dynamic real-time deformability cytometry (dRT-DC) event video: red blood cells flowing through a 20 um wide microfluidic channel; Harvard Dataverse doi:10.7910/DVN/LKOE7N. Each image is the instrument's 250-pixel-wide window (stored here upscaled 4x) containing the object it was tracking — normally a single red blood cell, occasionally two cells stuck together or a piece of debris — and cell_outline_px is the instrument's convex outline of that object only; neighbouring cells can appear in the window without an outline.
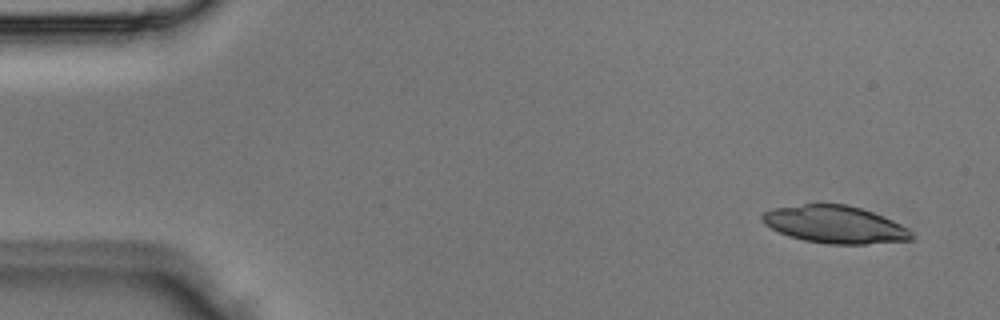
{"species": "Egyptian fruit bat (a non-hibernating species)", "species_latin": "Rousettus aegyptiacus", "temperature_condition": "room temperature", "stored_images_in_passage": 3, "camera_frame_rate_fps": 3000, "um_per_image_px": 0.085, "animal": {"sex": "male"}, "frame": {"image": 1, "passage_image": 1, "time_ms": 0.0, "image_size_px": [1000, 320], "cell_outline_px": [[912, 240], [864, 244], [828, 244], [804, 240], [788, 236], [764, 224], [760, 220], [760, 216], [764, 212], [772, 208], [804, 204], [844, 204], [860, 208], [872, 212], [892, 220], [908, 228], [912, 232]], "centroid_in_image_um": [70.94, 19.08], "position_along_channel_um": 14.1, "area_um2": 32.48}}
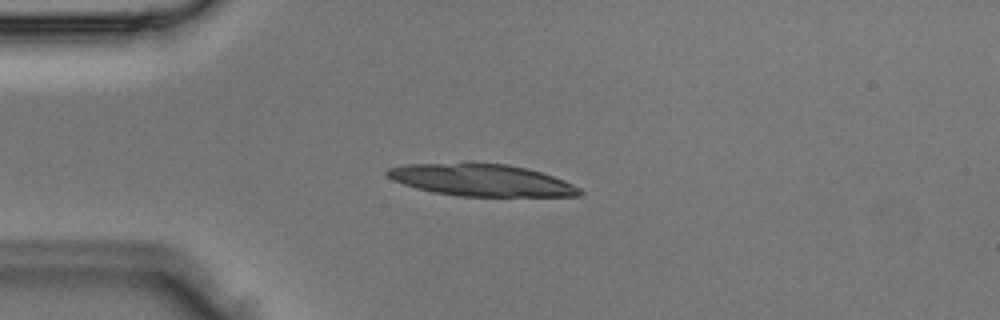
{"frame": {"image": 2, "passage_image": 3, "time_ms": 0.667, "image_size_px": [1000, 320], "cell_outline_px": [[584, 192], [580, 196], [456, 196], [432, 192], [416, 188], [392, 180], [384, 172], [388, 168], [408, 164], [472, 160], [508, 164], [528, 168], [564, 180], [580, 188]], "centroid_in_image_um": [40.87, 15.27], "position_along_channel_um": 44.1, "area_um2": 36.93}}